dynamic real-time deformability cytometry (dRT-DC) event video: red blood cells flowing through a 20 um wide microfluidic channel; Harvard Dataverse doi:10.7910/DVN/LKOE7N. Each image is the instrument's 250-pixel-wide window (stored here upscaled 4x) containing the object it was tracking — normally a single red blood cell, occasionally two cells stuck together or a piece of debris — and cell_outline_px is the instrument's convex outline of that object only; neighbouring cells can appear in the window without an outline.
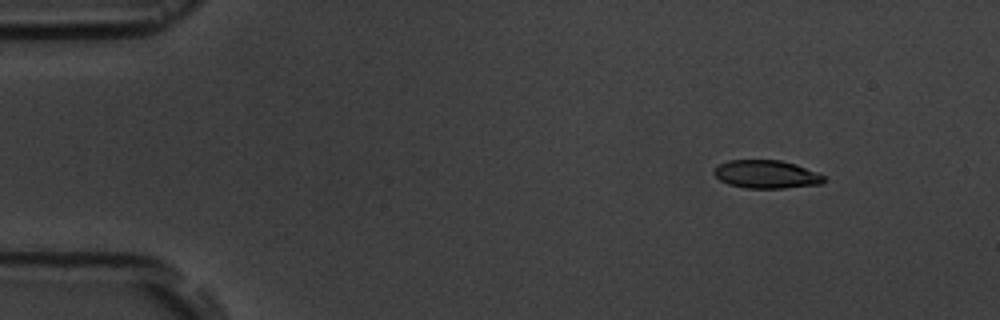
{"species": "common noctule bat (a hibernating species)", "species_latin": "Nyctalus noctula", "temperature_condition": "room temperature", "stored_images_in_passage": 6, "camera_frame_rate_fps": 3000, "um_per_image_px": 0.085, "animal": {"sex": "male", "body_mass_g": 19.5, "forearm_length_mm": 54.6}, "frame": {"image": 1, "passage_image": 2, "time_ms": 1.0, "image_size_px": [1000, 320], "cell_outline_px": [[824, 180], [820, 184], [784, 188], [748, 188], [728, 184], [720, 180], [712, 172], [720, 164], [728, 160], [780, 160], [796, 164], [816, 172], [824, 176]], "centroid_in_image_um": [65.13, 14.81], "position_along_channel_um": 19.9, "area_um2": 17.86}}
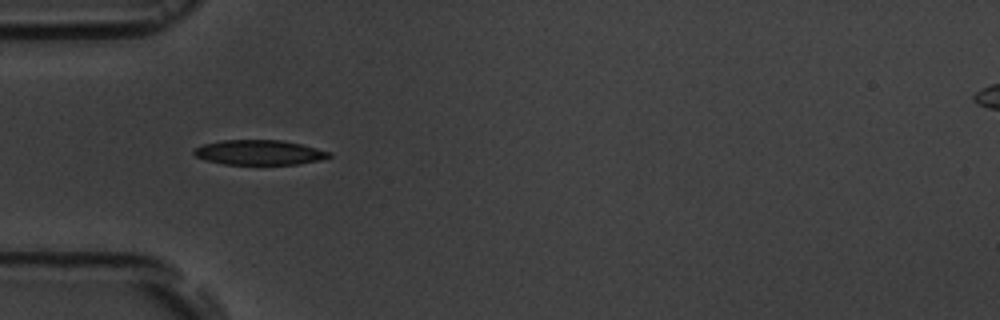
{"frame": {"image": 2, "passage_image": 5, "time_ms": 4.667, "image_size_px": [1000, 320], "cell_outline_px": [[332, 156], [320, 160], [296, 164], [224, 164], [204, 160], [196, 156], [192, 152], [192, 148], [204, 144], [220, 140], [280, 140], [300, 144], [332, 152]], "centroid_in_image_um": [22.0, 12.95], "position_along_channel_um": 63.0, "area_um2": 19.59}}
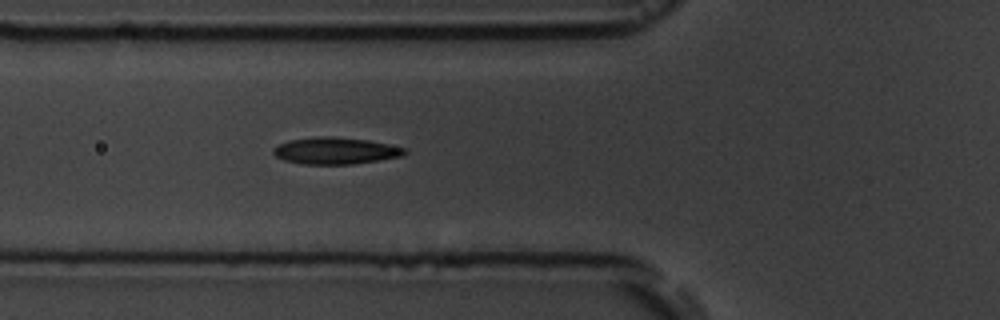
{"frame": {"image": 3, "passage_image": 6, "time_ms": 5.667, "image_size_px": [1000, 320], "cell_outline_px": [[408, 152], [400, 156], [380, 160], [352, 164], [304, 164], [284, 160], [276, 156], [272, 152], [272, 148], [288, 140], [320, 136], [328, 136], [368, 140], [408, 148]], "centroid_in_image_um": [28.52, 12.81], "position_along_channel_um": 97.3, "area_um2": 20.46}}